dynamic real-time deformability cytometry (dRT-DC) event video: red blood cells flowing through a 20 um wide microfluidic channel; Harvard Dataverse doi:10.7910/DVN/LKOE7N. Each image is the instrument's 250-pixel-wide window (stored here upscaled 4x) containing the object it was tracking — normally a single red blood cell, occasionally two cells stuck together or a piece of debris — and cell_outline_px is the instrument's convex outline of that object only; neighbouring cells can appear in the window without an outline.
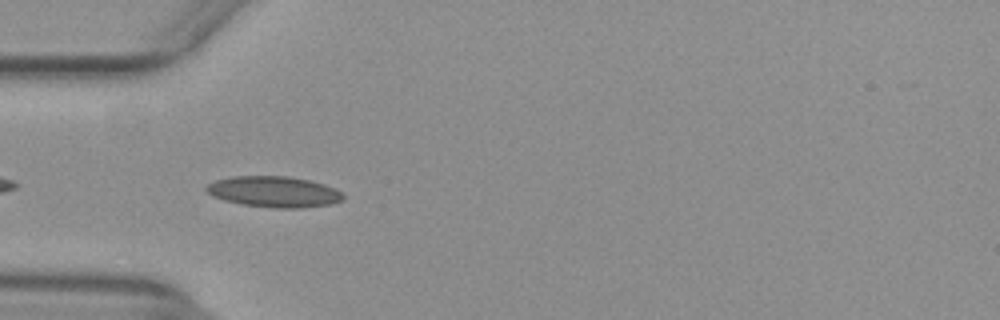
{"species": "common noctule bat (a hibernating species)", "species_latin": "Nyctalus noctula", "temperature_condition": "warm", "stored_images_in_passage": 25, "camera_frame_rate_fps": 3000, "um_per_image_px": 0.085, "animal": {"sex": "female", "body_mass_g": 29.2, "forearm_length_mm": 56.3}, "frame": {"image": 1, "passage_image": 3, "time_ms": 0.667, "image_size_px": [1000, 320], "cell_outline_px": [[344, 200], [332, 204], [300, 208], [272, 208], [240, 204], [224, 200], [212, 196], [204, 188], [208, 184], [216, 180], [232, 176], [288, 176], [308, 180], [324, 184], [344, 192]], "centroid_in_image_um": [23.31, 16.3], "position_along_channel_um": 61.7, "area_um2": 24.85}}
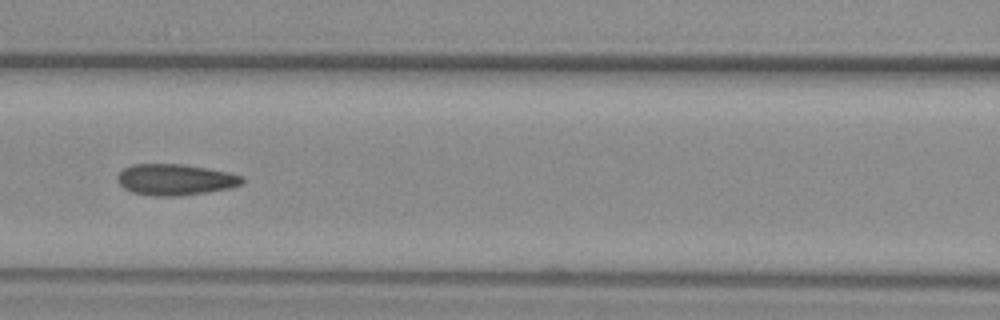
{"frame": {"image": 2, "passage_image": 10, "time_ms": 3.0, "image_size_px": [1000, 320], "cell_outline_px": [[244, 184], [232, 188], [176, 196], [152, 196], [132, 192], [124, 188], [116, 180], [116, 176], [124, 168], [132, 164], [184, 164], [208, 168], [228, 172], [244, 176]], "centroid_in_image_um": [14.91, 15.26], "position_along_channel_um": 151.7, "area_um2": 22.83}}
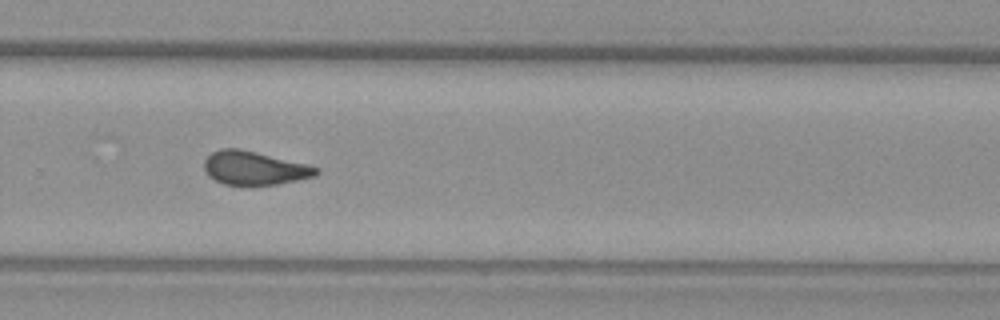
{"frame": {"image": 3, "passage_image": 22, "time_ms": 7.0, "image_size_px": [1000, 320], "cell_outline_px": [[320, 172], [316, 176], [276, 184], [248, 188], [224, 184], [208, 176], [204, 168], [204, 160], [212, 152], [220, 148], [240, 148], [308, 164], [320, 168]], "centroid_in_image_um": [21.62, 14.31], "position_along_channel_um": 308.2, "area_um2": 22.6}}